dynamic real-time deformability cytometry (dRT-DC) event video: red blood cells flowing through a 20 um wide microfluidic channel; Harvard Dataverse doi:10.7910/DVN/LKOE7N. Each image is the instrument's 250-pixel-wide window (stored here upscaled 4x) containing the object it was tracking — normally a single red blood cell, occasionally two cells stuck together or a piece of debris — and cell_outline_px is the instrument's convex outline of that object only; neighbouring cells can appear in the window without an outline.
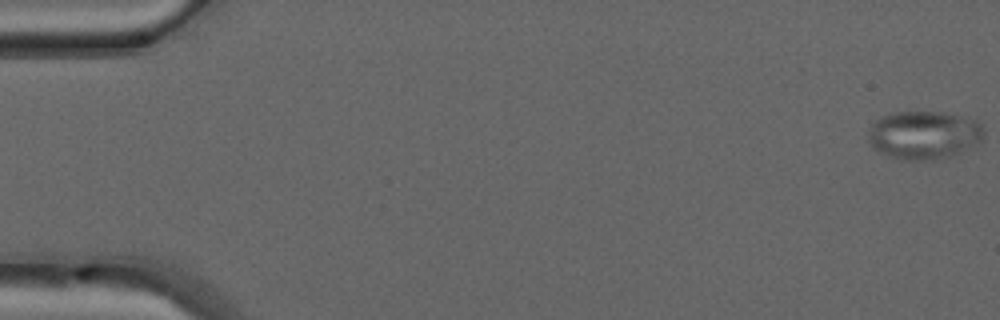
{"species": "common noctule bat (a hibernating species)", "species_latin": "Nyctalus noctula", "temperature_condition": "warm", "stored_images_in_passage": 50, "camera_frame_rate_fps": 3000, "um_per_image_px": 0.085, "animal": {"sex": "male", "forearm_length_mm": 52.5}, "frame": {"image": 1, "passage_image": 1, "time_ms": 0.0, "image_size_px": [1000, 320], "cell_outline_px": [[984, 140], [960, 152], [948, 156], [932, 160], [900, 160], [888, 156], [872, 148], [868, 140], [868, 132], [872, 124], [876, 120], [892, 112], [944, 112], [976, 120], [984, 128]], "centroid_in_image_um": [78.52, 11.48], "position_along_channel_um": 6.5, "area_um2": 32.66}}
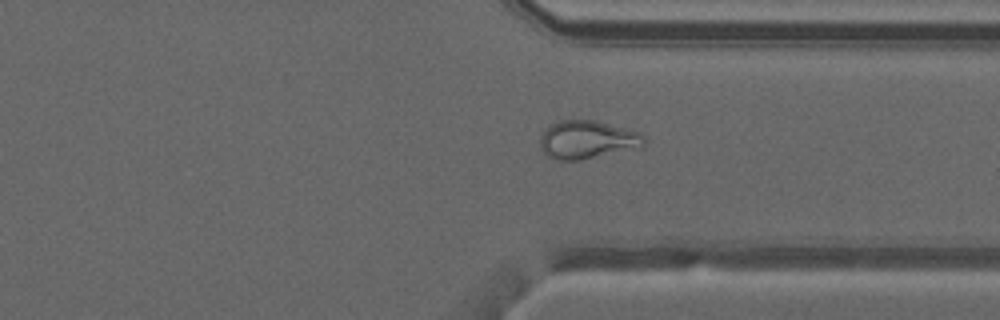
{"frame": {"image": 2, "passage_image": 38, "time_ms": 12.333, "image_size_px": [1000, 320], "cell_outline_px": [[644, 148], [580, 160], [556, 160], [544, 156], [540, 148], [540, 136], [556, 120], [596, 120], [640, 132], [644, 136]], "centroid_in_image_um": [49.94, 11.89], "position_along_channel_um": 361.5, "area_um2": 23.64}}
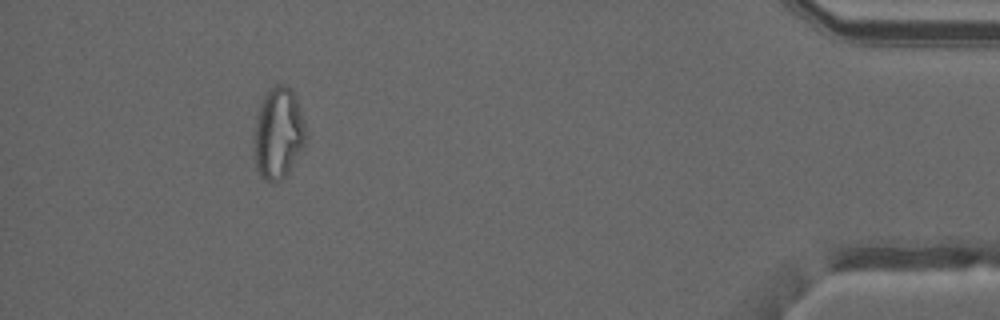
{"frame": {"image": 3, "passage_image": 46, "time_ms": 15.0, "image_size_px": [1000, 320], "cell_outline_px": [[308, 136], [304, 144], [288, 172], [284, 176], [276, 180], [264, 180], [260, 176], [256, 168], [252, 156], [252, 148], [256, 116], [260, 104], [268, 88], [276, 84], [288, 84], [296, 96], [308, 132]], "centroid_in_image_um": [23.63, 11.28], "position_along_channel_um": 411.6, "area_um2": 28.15}, "authors_computed_cell_mechanics": {"area_um2": 27.166, "velocity_mm_per_s": 4.1376, "shape_relaxation_time_tau1_ms": null, "shape_relaxation_time_tau2_ms": 1.0661, "deformation_change_tau1": null, "deformation_change_tau2": 0.0593}}